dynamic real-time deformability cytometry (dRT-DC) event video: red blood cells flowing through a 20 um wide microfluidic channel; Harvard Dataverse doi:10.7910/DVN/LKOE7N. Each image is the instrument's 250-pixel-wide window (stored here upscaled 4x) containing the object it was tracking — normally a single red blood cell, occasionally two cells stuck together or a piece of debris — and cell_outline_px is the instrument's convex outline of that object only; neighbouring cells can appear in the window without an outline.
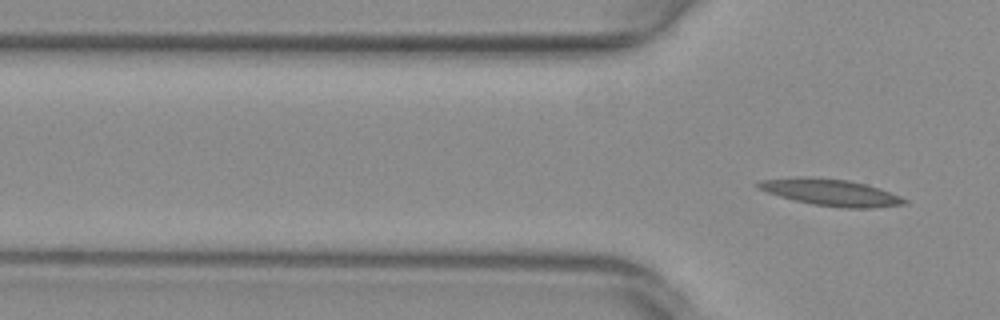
{"species": "common noctule bat (a hibernating species)", "species_latin": "Nyctalus noctula", "temperature_condition": "warm", "stored_images_in_passage": 2, "camera_frame_rate_fps": 3000, "um_per_image_px": 0.085, "animal": {"sex": "female", "body_mass_g": 29.2, "forearm_length_mm": 56.3}, "frame": {"image": 1, "passage_image": 2, "time_ms": 0.333, "image_size_px": [1000, 320], "cell_outline_px": [[908, 204], [872, 208], [844, 208], [812, 204], [780, 196], [768, 192], [760, 188], [756, 184], [760, 180], [800, 176], [804, 176], [848, 180], [880, 188], [900, 196], [908, 200]], "centroid_in_image_um": [70.66, 16.35], "position_along_channel_um": 55.1, "area_um2": 22.6}}